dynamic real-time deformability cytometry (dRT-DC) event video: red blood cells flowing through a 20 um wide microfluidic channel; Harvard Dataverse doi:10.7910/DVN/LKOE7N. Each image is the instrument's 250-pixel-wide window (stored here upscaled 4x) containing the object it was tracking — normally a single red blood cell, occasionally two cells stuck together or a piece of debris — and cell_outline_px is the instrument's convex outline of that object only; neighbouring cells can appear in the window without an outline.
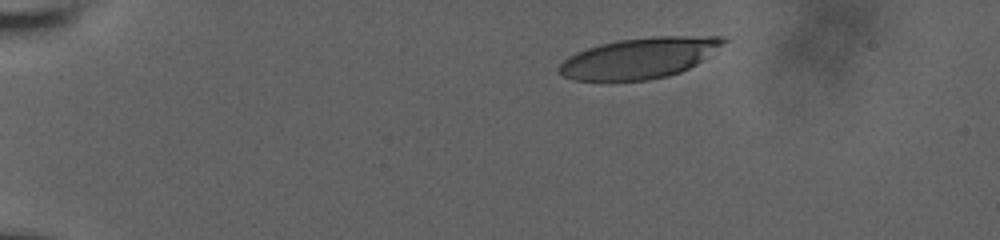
{"species": "human", "species_latin": "Homo sapiens", "temperature_condition": "room temperature", "stored_images_in_passage": 53, "camera_frame_rate_fps": 3000, "um_per_image_px": 0.085, "donor": {"sex": "male"}, "frame": {"image": 1, "passage_image": 1, "time_ms": 0.0, "image_size_px": [1000, 240], "cell_outline_px": [[728, 40], [696, 64], [680, 72], [668, 76], [648, 80], [572, 80], [564, 76], [556, 68], [568, 56], [576, 52], [600, 44], [620, 40], [652, 36], [724, 36]], "centroid_in_image_um": [54.33, 4.93], "position_along_channel_um": 30.7, "area_um2": 38.67}}
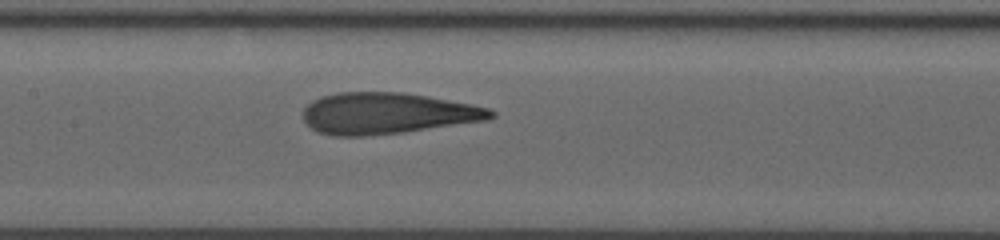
{"frame": {"image": 2, "passage_image": 30, "time_ms": 6.333, "image_size_px": [1000, 240], "cell_outline_px": [[496, 116], [488, 120], [404, 132], [364, 136], [332, 136], [316, 132], [304, 120], [304, 108], [312, 100], [320, 96], [336, 92], [404, 92], [428, 96], [472, 104], [488, 108], [496, 112]], "centroid_in_image_um": [32.91, 9.63], "position_along_channel_um": 174.5, "area_um2": 45.43}}
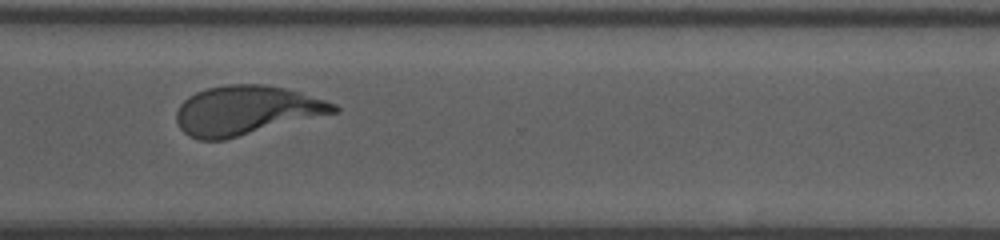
{"frame": {"image": 3, "passage_image": 52, "time_ms": 11.0, "image_size_px": [1000, 240], "cell_outline_px": [[340, 108], [336, 112], [224, 140], [196, 140], [188, 136], [180, 128], [176, 120], [176, 112], [180, 104], [188, 96], [196, 92], [208, 88], [228, 84], [264, 84], [284, 88], [300, 92], [336, 104]], "centroid_in_image_um": [20.88, 9.38], "position_along_channel_um": 349.7, "area_um2": 44.85}}